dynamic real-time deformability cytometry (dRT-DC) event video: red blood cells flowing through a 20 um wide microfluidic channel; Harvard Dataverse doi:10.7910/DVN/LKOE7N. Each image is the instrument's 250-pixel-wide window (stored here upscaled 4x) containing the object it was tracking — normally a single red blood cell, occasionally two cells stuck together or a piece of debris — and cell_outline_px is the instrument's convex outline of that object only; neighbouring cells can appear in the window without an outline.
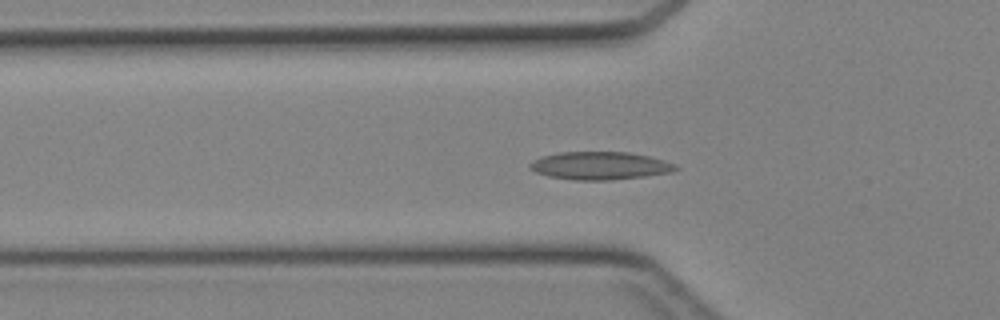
{"species": "Egyptian fruit bat (a non-hibernating species)", "species_latin": "Rousettus aegyptiacus", "temperature_condition": "cold", "stored_images_in_passage": 33, "camera_frame_rate_fps": 3000, "um_per_image_px": 0.085, "animal": {"sex": "female"}, "frame": {"image": 1, "passage_image": 3, "time_ms": 0.667, "image_size_px": [1000, 320], "cell_outline_px": [[680, 168], [672, 172], [644, 176], [608, 180], [572, 180], [548, 176], [536, 172], [528, 168], [528, 164], [532, 160], [544, 156], [560, 152], [628, 152], [648, 156], [664, 160], [676, 164]], "centroid_in_image_um": [50.98, 14.08], "position_along_channel_um": 74.8, "area_um2": 23.7}}
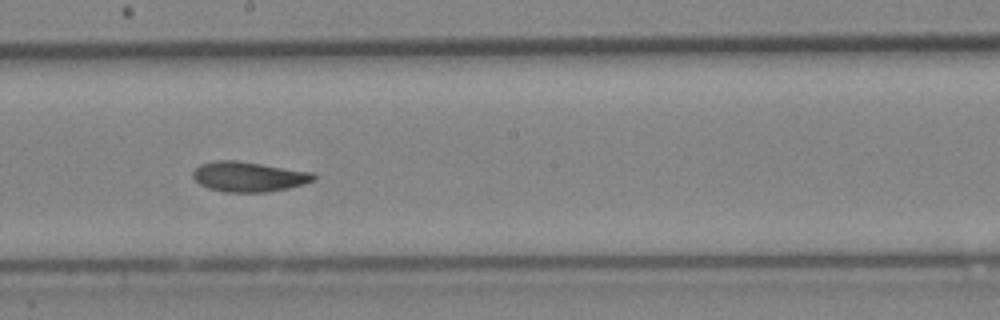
{"frame": {"image": 2, "passage_image": 13, "time_ms": 4.0, "image_size_px": [1000, 320], "cell_outline_px": [[316, 180], [304, 184], [288, 188], [268, 192], [224, 192], [208, 188], [200, 184], [192, 176], [192, 172], [200, 164], [216, 160], [236, 160], [312, 172], [316, 176]], "centroid_in_image_um": [21.14, 15.02], "position_along_channel_um": 227.1, "area_um2": 21.15}}
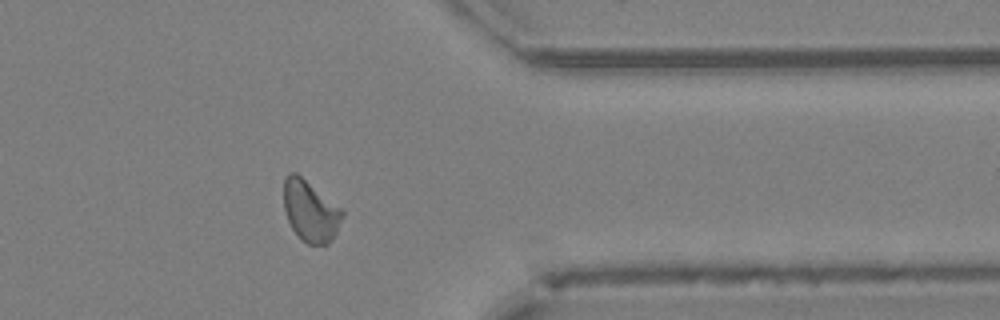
{"frame": {"image": 3, "passage_image": 24, "time_ms": 7.667, "image_size_px": [1000, 320], "cell_outline_px": [[344, 216], [332, 240], [328, 244], [308, 244], [300, 240], [292, 228], [288, 220], [284, 208], [284, 176], [288, 172], [296, 172], [340, 208], [344, 212]], "centroid_in_image_um": [26.36, 17.94], "position_along_channel_um": 385.0, "area_um2": 20.75}}